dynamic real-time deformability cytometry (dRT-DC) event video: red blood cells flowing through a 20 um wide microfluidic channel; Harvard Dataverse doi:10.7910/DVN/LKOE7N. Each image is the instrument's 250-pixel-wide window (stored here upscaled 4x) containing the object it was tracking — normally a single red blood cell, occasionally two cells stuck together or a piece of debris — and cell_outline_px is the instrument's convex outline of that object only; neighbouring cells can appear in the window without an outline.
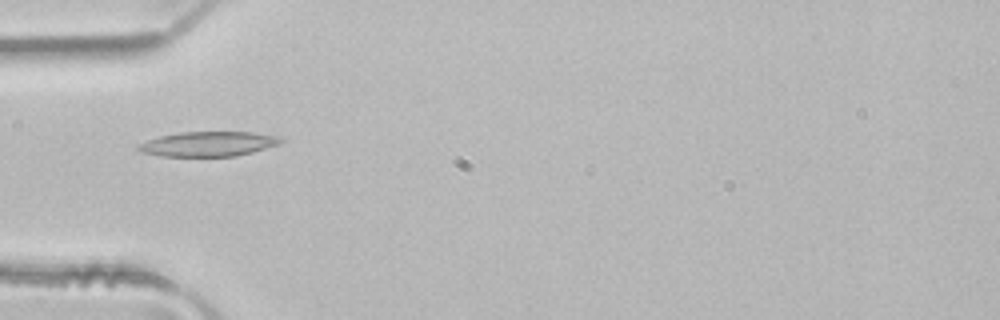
{"species": "common noctule bat (a hibernating species)", "species_latin": "Nyctalus noctula", "temperature_condition": "room temperature", "stored_images_in_passage": 4, "camera_frame_rate_fps": 3000, "um_per_image_px": 0.085, "animal": {"sex": "male", "body_mass_g": 21.5, "forearm_length_mm": 52.0}, "frame": {"image": 1, "passage_image": 4, "time_ms": 1.0, "image_size_px": [1000, 320], "cell_outline_px": [[284, 140], [280, 144], [252, 152], [236, 156], [160, 156], [144, 152], [136, 148], [140, 144], [148, 140], [160, 136], [180, 132], [252, 132], [276, 136]], "centroid_in_image_um": [17.73, 12.23], "position_along_channel_um": 67.3, "area_um2": 20.35}}